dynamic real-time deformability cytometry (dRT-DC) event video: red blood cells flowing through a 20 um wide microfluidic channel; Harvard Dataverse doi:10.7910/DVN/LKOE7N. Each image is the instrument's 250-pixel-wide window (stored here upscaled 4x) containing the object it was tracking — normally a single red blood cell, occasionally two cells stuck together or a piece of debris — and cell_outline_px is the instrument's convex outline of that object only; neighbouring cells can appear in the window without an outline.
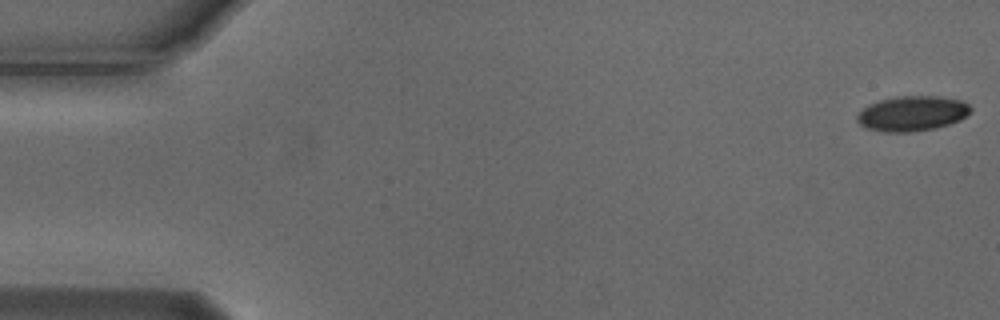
{"species": "Egyptian fruit bat (a non-hibernating species)", "species_latin": "Rousettus aegyptiacus", "temperature_condition": "cold", "stored_images_in_passage": 52, "camera_frame_rate_fps": 3000, "um_per_image_px": 0.085, "animal": {"sex": "male"}, "frame": {"image": 1, "passage_image": 1, "time_ms": 0.0, "image_size_px": [1000, 320], "cell_outline_px": [[972, 112], [960, 120], [936, 128], [908, 132], [888, 132], [868, 128], [860, 124], [856, 120], [856, 116], [868, 104], [880, 100], [896, 96], [940, 96], [960, 100], [968, 104], [972, 108]], "centroid_in_image_um": [77.56, 9.64], "position_along_channel_um": 7.4, "area_um2": 23.18}}
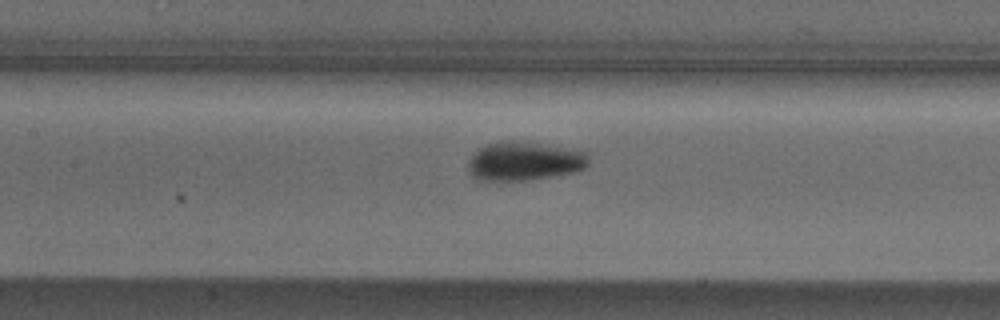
{"frame": {"image": 2, "passage_image": 25, "time_ms": 8.0, "image_size_px": [1000, 320], "cell_outline_px": [[588, 164], [584, 168], [572, 172], [552, 176], [528, 180], [476, 180], [468, 172], [468, 160], [472, 152], [488, 144], [504, 140], [516, 140], [584, 152], [588, 156]], "centroid_in_image_um": [44.47, 13.71], "position_along_channel_um": 162.9, "area_um2": 26.99}}
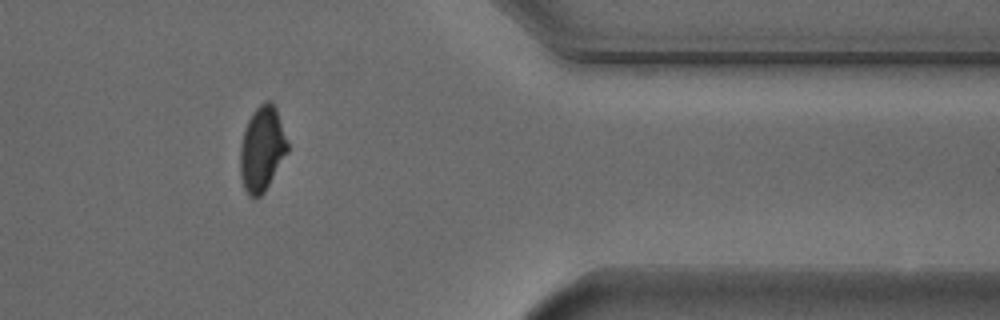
{"frame": {"image": 3, "passage_image": 45, "time_ms": 14.667, "image_size_px": [1000, 320], "cell_outline_px": [[288, 152], [264, 192], [260, 196], [248, 196], [244, 188], [240, 176], [240, 144], [244, 128], [252, 112], [260, 104], [268, 100], [272, 100], [276, 108], [288, 144]], "centroid_in_image_um": [22.25, 12.64], "position_along_channel_um": 389.1, "area_um2": 23.41}}